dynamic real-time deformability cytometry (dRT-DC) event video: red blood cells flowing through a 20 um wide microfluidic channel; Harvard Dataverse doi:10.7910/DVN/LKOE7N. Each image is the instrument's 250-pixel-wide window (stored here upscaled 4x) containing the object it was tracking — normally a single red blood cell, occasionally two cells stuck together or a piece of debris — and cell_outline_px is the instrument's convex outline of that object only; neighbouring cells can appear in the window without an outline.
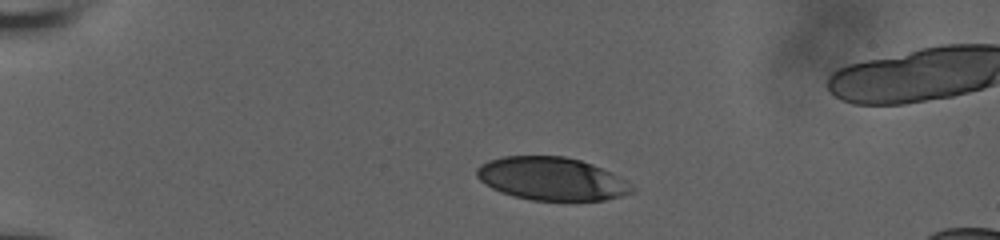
{"species": "human", "species_latin": "Homo sapiens", "temperature_condition": "room temperature", "stored_images_in_passage": 38, "camera_frame_rate_fps": 3000, "um_per_image_px": 0.085, "donor": {"sex": "male"}, "frame": {"image": 1, "passage_image": 1, "time_ms": 0.0, "image_size_px": [1000, 240], "cell_outline_px": [[636, 188], [632, 192], [620, 196], [604, 200], [532, 200], [512, 196], [500, 192], [484, 184], [476, 176], [476, 168], [480, 164], [488, 160], [504, 156], [564, 156], [580, 160], [592, 164], [620, 176], [628, 180]], "centroid_in_image_um": [46.88, 15.19], "position_along_channel_um": 38.1, "area_um2": 39.13}}
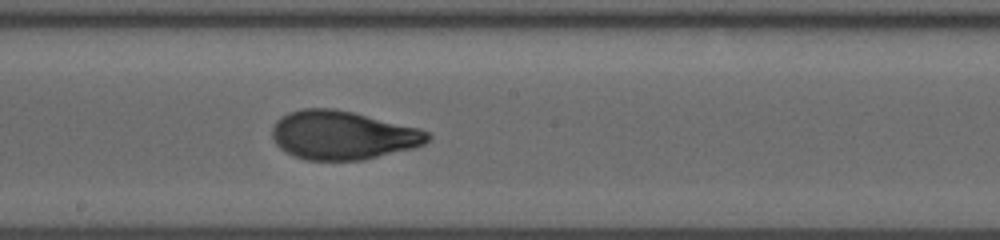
{"frame": {"image": 2, "passage_image": 20, "time_ms": 6.333, "image_size_px": [1000, 240], "cell_outline_px": [[432, 136], [424, 144], [412, 148], [364, 160], [304, 160], [292, 156], [280, 148], [276, 144], [272, 136], [272, 128], [276, 120], [288, 112], [304, 108], [336, 108], [420, 128], [428, 132]], "centroid_in_image_um": [29.11, 11.49], "position_along_channel_um": 219.1, "area_um2": 44.33}}
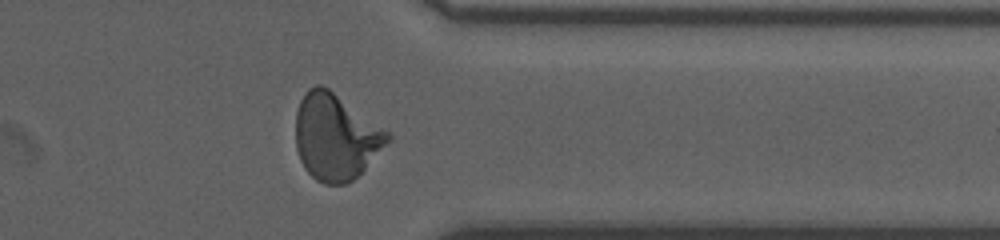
{"frame": {"image": 3, "passage_image": 33, "time_ms": 10.667, "image_size_px": [1000, 240], "cell_outline_px": [[392, 140], [348, 184], [324, 184], [316, 180], [304, 168], [300, 160], [296, 148], [296, 112], [300, 100], [308, 88], [316, 84], [320, 84], [328, 88], [388, 132], [392, 136]], "centroid_in_image_um": [28.5, 11.64], "position_along_channel_um": 382.9, "area_um2": 45.78}, "authors_computed_cell_mechanics": {"area_um2": 43.5234, "velocity_mm_per_s": 3.8583, "shape_relaxation_time_tau1_ms": 6.253, "shape_relaxation_time_tau2_ms": 0.7689, "deformation_change_tau1": 0.2365, "deformation_change_tau2": 0.0623}}